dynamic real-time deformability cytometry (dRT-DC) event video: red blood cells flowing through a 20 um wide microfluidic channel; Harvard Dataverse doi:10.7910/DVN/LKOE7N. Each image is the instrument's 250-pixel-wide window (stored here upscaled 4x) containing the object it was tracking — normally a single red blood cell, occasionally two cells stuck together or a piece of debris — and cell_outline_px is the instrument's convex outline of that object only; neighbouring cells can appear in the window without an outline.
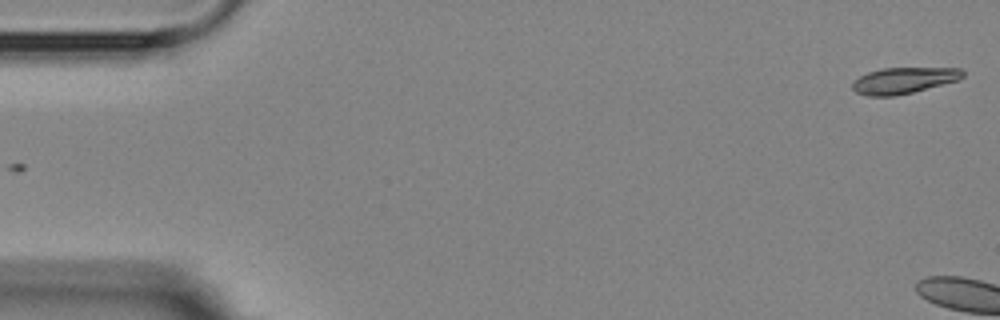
{"species": "Egyptian fruit bat (a non-hibernating species)", "species_latin": "Rousettus aegyptiacus", "temperature_condition": "room temperature", "stored_images_in_passage": 2, "camera_frame_rate_fps": 3000, "um_per_image_px": 0.085, "animal": {"sex": "female"}, "frame": {"image": 1, "passage_image": 1, "time_ms": 0.0, "image_size_px": [1000, 320], "cell_outline_px": [[964, 76], [960, 80], [896, 96], [868, 96], [856, 92], [852, 88], [852, 80], [868, 72], [884, 68], [960, 68], [964, 72]], "centroid_in_image_um": [76.81, 6.84], "position_along_channel_um": 8.2, "area_um2": 16.88}}